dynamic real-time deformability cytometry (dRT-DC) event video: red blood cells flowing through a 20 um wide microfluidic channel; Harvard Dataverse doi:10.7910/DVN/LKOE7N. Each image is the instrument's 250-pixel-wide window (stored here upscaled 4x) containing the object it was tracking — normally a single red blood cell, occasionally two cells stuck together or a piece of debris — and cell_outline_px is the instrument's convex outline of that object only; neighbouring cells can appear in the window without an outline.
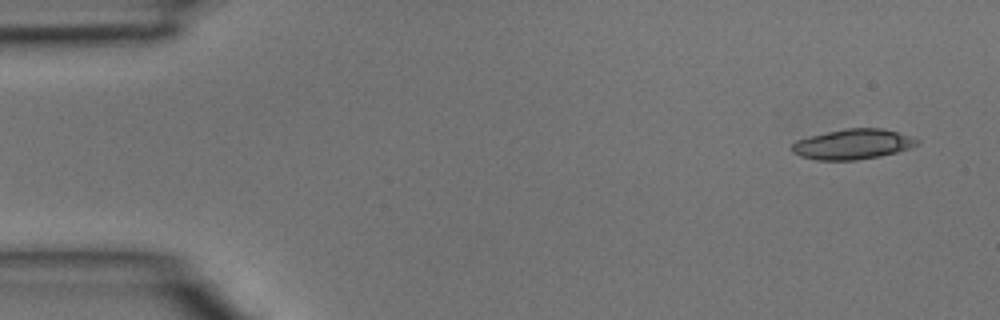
{"species": "common noctule bat (a hibernating species)", "species_latin": "Nyctalus noctula", "temperature_condition": "room temperature", "stored_images_in_passage": 4, "camera_frame_rate_fps": 3000, "um_per_image_px": 0.085, "animal": {"sex": "male", "body_mass_g": 15.6}, "frame": {"image": 1, "passage_image": 1, "time_ms": 0.0, "image_size_px": [1000, 320], "cell_outline_px": [[920, 144], [912, 148], [880, 156], [856, 160], [816, 160], [800, 156], [792, 152], [792, 144], [796, 140], [808, 136], [848, 128], [880, 128], [896, 132], [920, 140]], "centroid_in_image_um": [72.49, 12.26], "position_along_channel_um": 12.5, "area_um2": 21.96}}
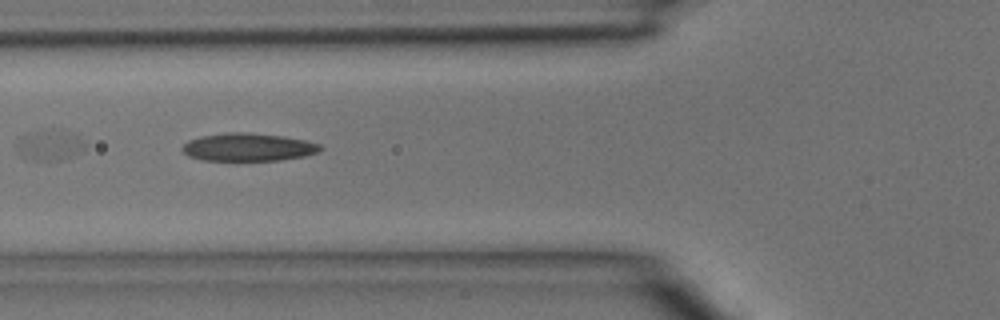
{"frame": {"image": 2, "passage_image": 4, "time_ms": 1.0, "image_size_px": [1000, 320], "cell_outline_px": [[324, 148], [320, 152], [304, 156], [280, 160], [204, 160], [188, 156], [180, 148], [188, 140], [200, 136], [228, 132], [248, 132], [284, 136], [304, 140], [320, 144]], "centroid_in_image_um": [21.11, 12.5], "position_along_channel_um": 104.7, "area_um2": 22.54}}